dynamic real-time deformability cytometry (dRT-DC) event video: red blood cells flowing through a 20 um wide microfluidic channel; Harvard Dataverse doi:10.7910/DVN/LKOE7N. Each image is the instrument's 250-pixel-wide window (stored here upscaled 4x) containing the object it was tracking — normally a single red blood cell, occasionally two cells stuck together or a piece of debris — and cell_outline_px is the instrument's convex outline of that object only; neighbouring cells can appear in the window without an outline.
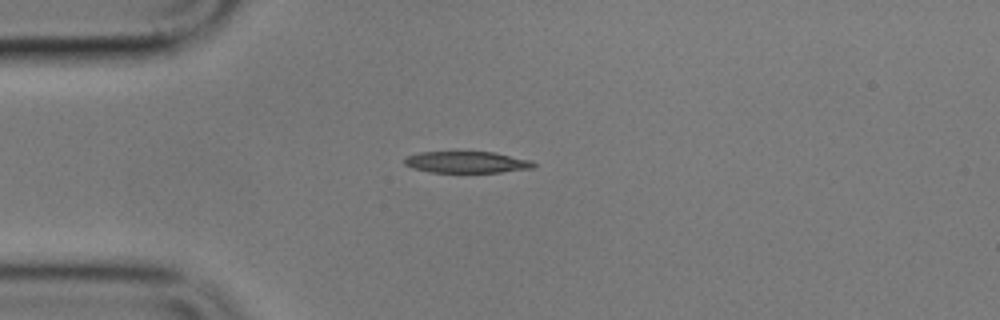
{"species": "common noctule bat (a hibernating species)", "species_latin": "Nyctalus noctula", "temperature_condition": "cold", "stored_images_in_passage": 8, "camera_frame_rate_fps": 3000, "um_per_image_px": 0.085, "animal": {"sex": "male", "body_mass_g": 17.9}, "frame": {"image": 1, "passage_image": 1, "time_ms": 0.0, "image_size_px": [1000, 320], "cell_outline_px": [[536, 168], [500, 172], [428, 172], [412, 168], [404, 164], [404, 160], [408, 156], [420, 152], [496, 152], [532, 160], [536, 164]], "centroid_in_image_um": [39.72, 13.78], "position_along_channel_um": 45.3, "area_um2": 16.3}}
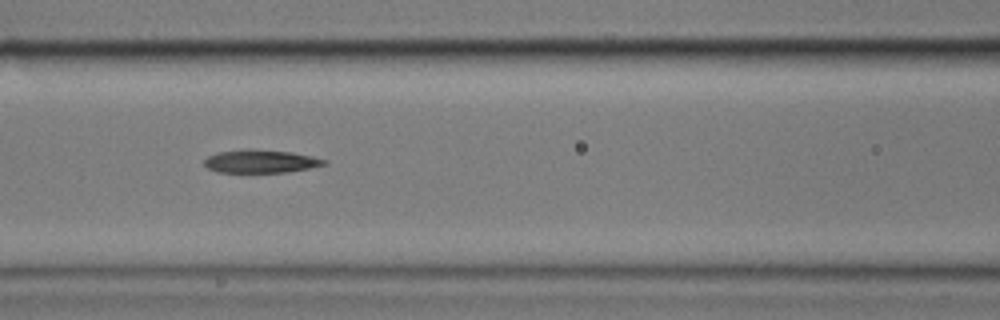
{"frame": {"image": 2, "passage_image": 4, "time_ms": 3.333, "image_size_px": [1000, 320], "cell_outline_px": [[328, 164], [288, 172], [216, 172], [208, 168], [204, 164], [204, 160], [208, 156], [220, 152], [248, 148], [292, 152], [312, 156], [328, 160]], "centroid_in_image_um": [22.18, 13.7], "position_along_channel_um": 144.4, "area_um2": 16.18}}
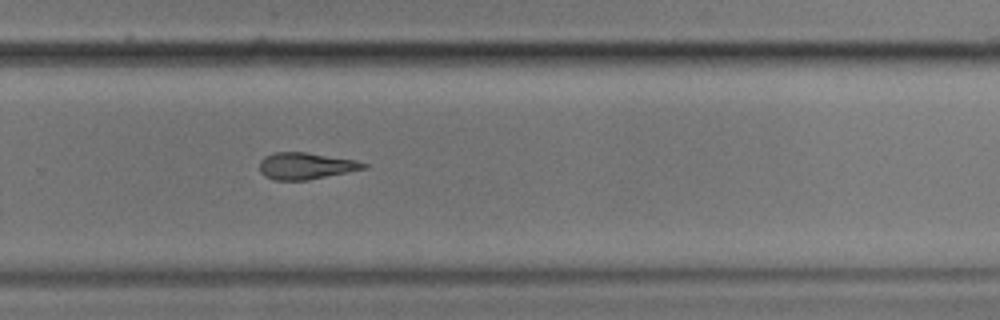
{"frame": {"image": 3, "passage_image": 8, "time_ms": 8.0, "image_size_px": [1000, 320], "cell_outline_px": [[368, 168], [308, 180], [276, 180], [264, 176], [260, 172], [260, 160], [264, 156], [276, 152], [304, 152], [356, 160], [368, 164]], "centroid_in_image_um": [25.99, 14.1], "position_along_channel_um": 303.8, "area_um2": 16.18}}